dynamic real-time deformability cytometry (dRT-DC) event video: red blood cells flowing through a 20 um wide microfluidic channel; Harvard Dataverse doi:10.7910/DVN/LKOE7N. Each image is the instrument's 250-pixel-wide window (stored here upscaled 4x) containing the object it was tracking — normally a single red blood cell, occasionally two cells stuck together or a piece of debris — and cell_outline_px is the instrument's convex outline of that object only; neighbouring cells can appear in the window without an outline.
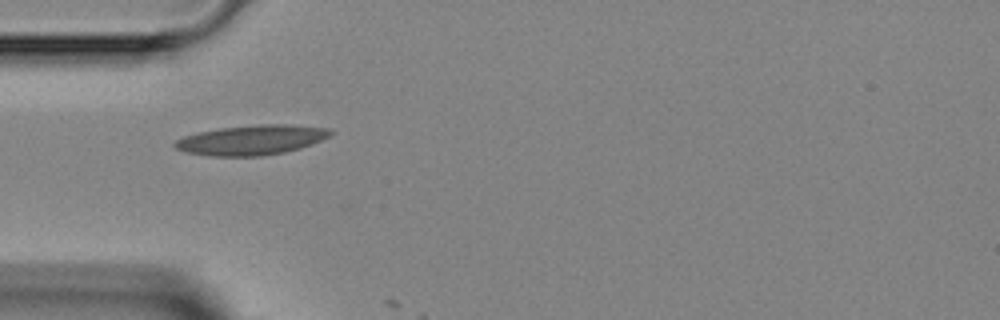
{"species": "Egyptian fruit bat (a non-hibernating species)", "species_latin": "Rousettus aegyptiacus", "temperature_condition": "room temperature", "stored_images_in_passage": 6, "camera_frame_rate_fps": 3000, "um_per_image_px": 0.085, "animal": {"sex": "female"}, "frame": {"image": 1, "passage_image": 4, "time_ms": 3.333, "image_size_px": [1000, 320], "cell_outline_px": [[332, 132], [328, 136], [312, 144], [300, 148], [284, 152], [260, 156], [212, 156], [188, 152], [176, 148], [172, 144], [176, 140], [184, 136], [196, 132], [220, 128], [260, 124], [288, 124], [332, 128]], "centroid_in_image_um": [21.38, 11.89], "position_along_channel_um": 63.6, "area_um2": 26.99}}
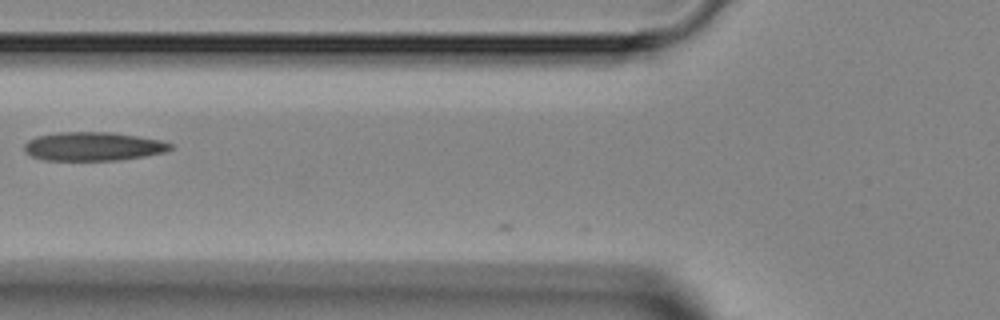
{"frame": {"image": 2, "passage_image": 5, "time_ms": 4.667, "image_size_px": [1000, 320], "cell_outline_px": [[172, 148], [164, 152], [144, 156], [120, 160], [44, 160], [32, 156], [24, 152], [24, 144], [28, 140], [36, 136], [60, 132], [112, 132], [160, 140], [172, 144]], "centroid_in_image_um": [7.88, 12.44], "position_along_channel_um": 117.9, "area_um2": 24.39}}
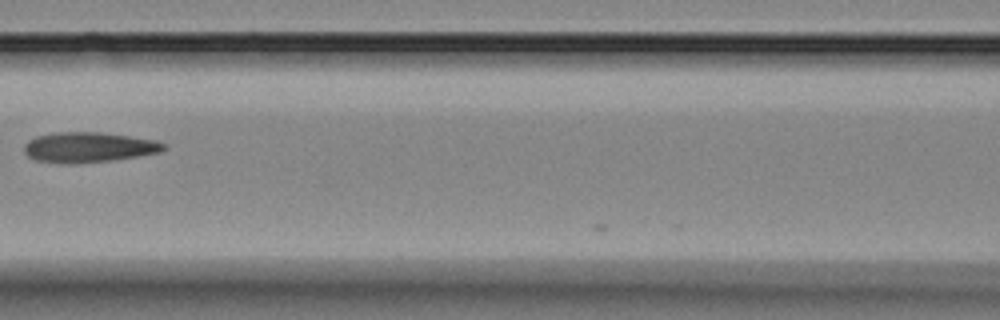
{"frame": {"image": 3, "passage_image": 6, "time_ms": 5.667, "image_size_px": [1000, 320], "cell_outline_px": [[168, 148], [160, 152], [140, 156], [112, 160], [72, 164], [68, 164], [36, 160], [28, 156], [24, 152], [24, 144], [28, 140], [36, 136], [56, 132], [100, 132], [156, 140], [168, 144]], "centroid_in_image_um": [7.56, 12.52], "position_along_channel_um": 159.0, "area_um2": 24.74}}